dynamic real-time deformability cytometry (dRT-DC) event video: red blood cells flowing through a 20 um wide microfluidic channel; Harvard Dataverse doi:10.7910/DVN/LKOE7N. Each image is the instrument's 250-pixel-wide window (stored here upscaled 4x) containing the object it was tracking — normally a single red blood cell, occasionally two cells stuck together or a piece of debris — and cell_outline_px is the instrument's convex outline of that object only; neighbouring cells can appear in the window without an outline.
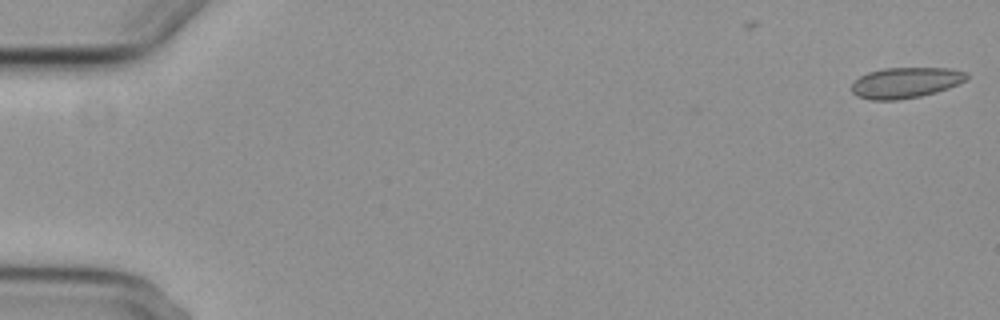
{"species": "common noctule bat (a hibernating species)", "species_latin": "Nyctalus noctula", "temperature_condition": "cold", "stored_images_in_passage": 6, "segment_of_instrument_passage": [1, 2], "camera_frame_rate_fps": 3000, "um_per_image_px": 0.085, "animal": {"sex": "female", "body_mass_g": 29.2, "forearm_length_mm": 56.3}, "frame": {"image": 1, "passage_image": 1, "time_ms": 0.0, "image_size_px": [1000, 320], "cell_outline_px": [[968, 80], [948, 88], [936, 92], [920, 96], [896, 100], [872, 100], [856, 96], [852, 92], [852, 84], [860, 76], [868, 72], [884, 68], [948, 68], [968, 72]], "centroid_in_image_um": [76.99, 7.02], "position_along_channel_um": 8.0, "area_um2": 20.63}}